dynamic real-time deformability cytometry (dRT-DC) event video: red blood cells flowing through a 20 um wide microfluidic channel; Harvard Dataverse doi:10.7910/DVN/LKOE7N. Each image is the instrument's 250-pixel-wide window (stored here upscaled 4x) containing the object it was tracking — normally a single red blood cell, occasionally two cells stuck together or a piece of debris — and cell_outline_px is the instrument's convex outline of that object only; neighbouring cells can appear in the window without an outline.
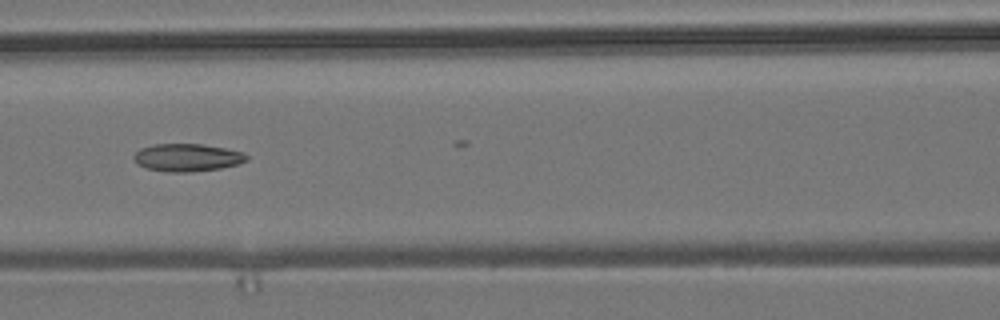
{"species": "common noctule bat (a hibernating species)", "species_latin": "Nyctalus noctula", "temperature_condition": "room temperature", "stored_images_in_passage": 6, "camera_frame_rate_fps": 3000, "um_per_image_px": 0.085, "animal": {"sex": "male", "body_mass_g": 19.2, "forearm_length_mm": 51.8}, "frame": {"image": 1, "passage_image": 5, "time_ms": 1.333, "image_size_px": [1000, 320], "cell_outline_px": [[248, 160], [240, 164], [220, 168], [192, 172], [168, 172], [148, 168], [140, 164], [132, 156], [140, 148], [152, 144], [204, 144], [244, 152], [248, 156]], "centroid_in_image_um": [15.96, 13.38], "position_along_channel_um": 150.6, "area_um2": 18.21}}
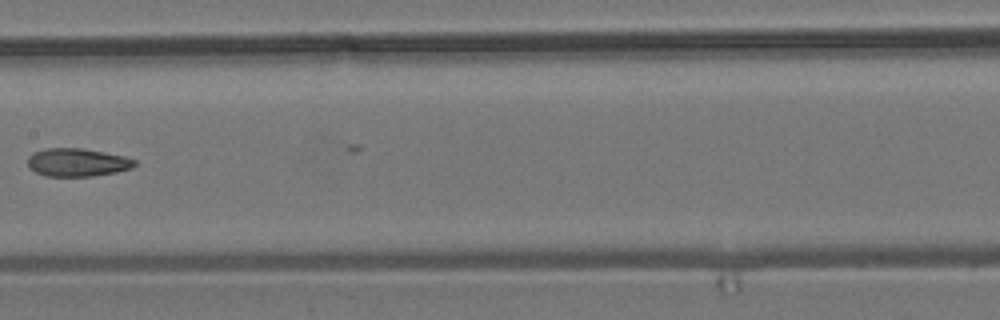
{"frame": {"image": 2, "passage_image": 6, "time_ms": 1.667, "image_size_px": [1000, 320], "cell_outline_px": [[136, 164], [132, 168], [116, 172], [92, 176], [44, 176], [28, 168], [28, 156], [32, 152], [44, 148], [84, 148], [124, 156], [136, 160]], "centroid_in_image_um": [6.54, 13.79], "position_along_channel_um": 200.9, "area_um2": 17.69}}